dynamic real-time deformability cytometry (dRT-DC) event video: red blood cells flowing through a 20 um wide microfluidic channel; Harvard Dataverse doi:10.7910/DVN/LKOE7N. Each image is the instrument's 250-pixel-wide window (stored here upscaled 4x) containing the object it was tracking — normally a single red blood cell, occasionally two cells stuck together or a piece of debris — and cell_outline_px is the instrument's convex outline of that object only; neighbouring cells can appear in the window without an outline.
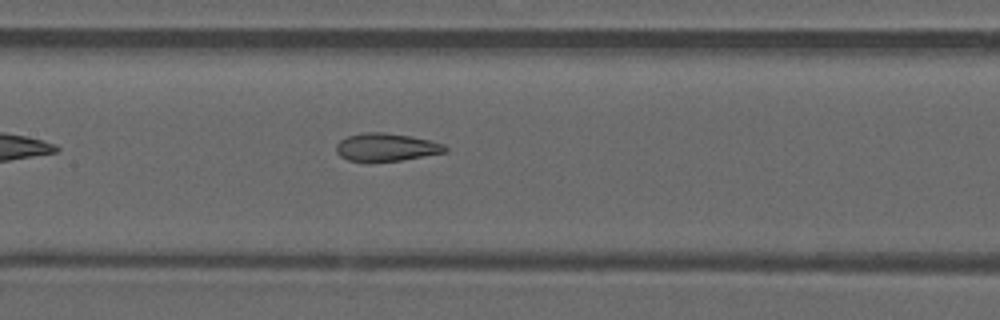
{"species": "common noctule bat (a hibernating species)", "species_latin": "Nyctalus noctula", "temperature_condition": "warm", "stored_images_in_passage": 30, "camera_frame_rate_fps": 3000, "um_per_image_px": 0.085, "animal": {"sex": "male", "forearm_length_mm": 52.5}, "frame": {"image": 1, "passage_image": 8, "time_ms": 2.333, "image_size_px": [1000, 320], "cell_outline_px": [[448, 152], [404, 160], [348, 160], [340, 156], [336, 152], [336, 144], [340, 140], [348, 136], [364, 132], [384, 132], [412, 136], [444, 144], [448, 148]], "centroid_in_image_um": [32.87, 12.49], "position_along_channel_um": 174.5, "area_um2": 17.57}}
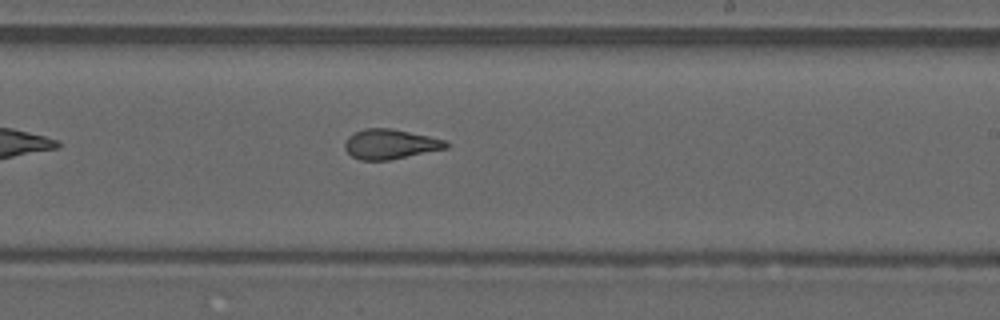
{"frame": {"image": 2, "passage_image": 14, "time_ms": 4.333, "image_size_px": [1000, 320], "cell_outline_px": [[448, 148], [388, 160], [360, 160], [352, 156], [344, 148], [344, 144], [348, 136], [364, 128], [392, 128], [448, 140]], "centroid_in_image_um": [33.18, 12.24], "position_along_channel_um": 255.8, "area_um2": 17.63}}
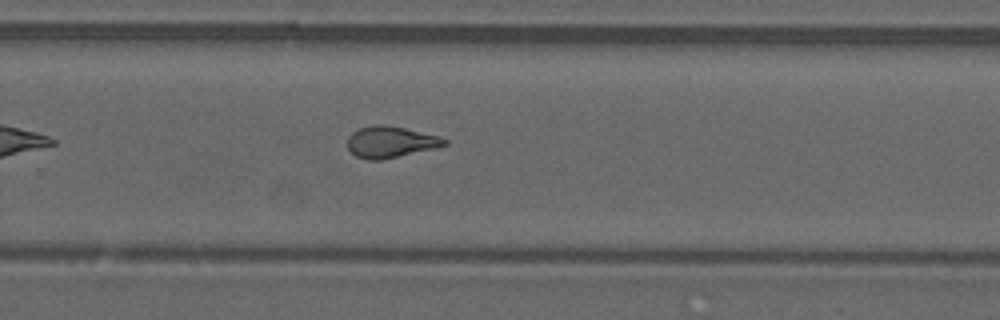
{"frame": {"image": 3, "passage_image": 17, "time_ms": 5.333, "image_size_px": [1000, 320], "cell_outline_px": [[448, 144], [436, 148], [380, 160], [368, 160], [356, 156], [348, 148], [348, 136], [352, 132], [360, 128], [372, 124], [384, 124], [404, 128], [440, 136], [448, 140]], "centroid_in_image_um": [33.2, 12.06], "position_along_channel_um": 296.6, "area_um2": 17.74}}